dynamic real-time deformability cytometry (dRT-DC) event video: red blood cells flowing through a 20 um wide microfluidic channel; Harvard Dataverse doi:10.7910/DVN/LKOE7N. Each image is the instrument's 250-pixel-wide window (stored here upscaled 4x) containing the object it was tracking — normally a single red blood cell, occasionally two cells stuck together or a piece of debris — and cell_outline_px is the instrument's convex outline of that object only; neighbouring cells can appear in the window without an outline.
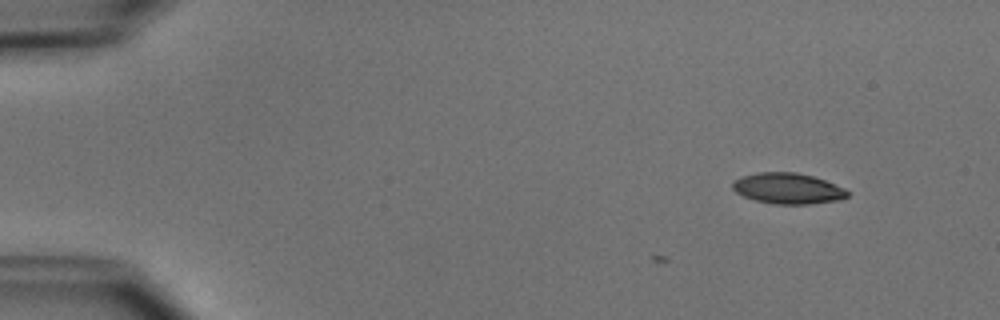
{"species": "common noctule bat (a hibernating species)", "species_latin": "Nyctalus noctula", "temperature_condition": "cold", "stored_images_in_passage": 5, "camera_frame_rate_fps": 3000, "um_per_image_px": 0.085, "animal": {"sex": "male", "body_mass_g": 15.6}, "frame": {"image": 1, "passage_image": 5, "time_ms": 1.333, "image_size_px": [1000, 320], "cell_outline_px": [[848, 196], [840, 200], [808, 204], [772, 204], [756, 200], [744, 196], [736, 192], [732, 188], [732, 180], [740, 176], [756, 172], [796, 172], [812, 176], [824, 180], [844, 188], [848, 192]], "centroid_in_image_um": [66.93, 16.01], "position_along_channel_um": 18.1, "area_um2": 20.69}}